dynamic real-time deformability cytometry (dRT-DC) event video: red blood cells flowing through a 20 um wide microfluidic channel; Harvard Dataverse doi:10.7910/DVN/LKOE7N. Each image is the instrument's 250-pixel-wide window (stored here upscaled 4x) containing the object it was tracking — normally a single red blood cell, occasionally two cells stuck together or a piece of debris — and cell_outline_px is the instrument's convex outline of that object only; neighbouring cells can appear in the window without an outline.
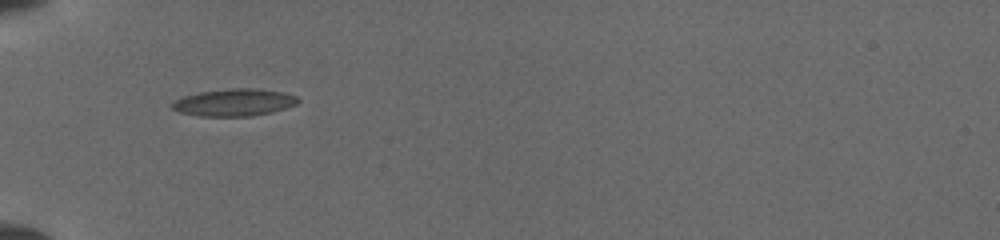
{"species": "common noctule bat (a hibernating species)", "species_latin": "Nyctalus noctula", "temperature_condition": "cold", "stored_images_in_passage": 5, "camera_frame_rate_fps": 3000, "um_per_image_px": 0.085, "animal": {"sex": "female", "body_mass_g": 19.5, "forearm_length_mm": 54.1}, "frame": {"image": 1, "passage_image": 2, "time_ms": 0.667, "image_size_px": [1000, 240], "cell_outline_px": [[300, 100], [296, 104], [272, 112], [252, 116], [200, 116], [180, 112], [172, 108], [172, 104], [176, 100], [184, 96], [200, 92], [232, 88], [260, 88], [284, 92], [296, 96]], "centroid_in_image_um": [19.94, 8.7], "position_along_channel_um": 65.1, "area_um2": 19.88}}
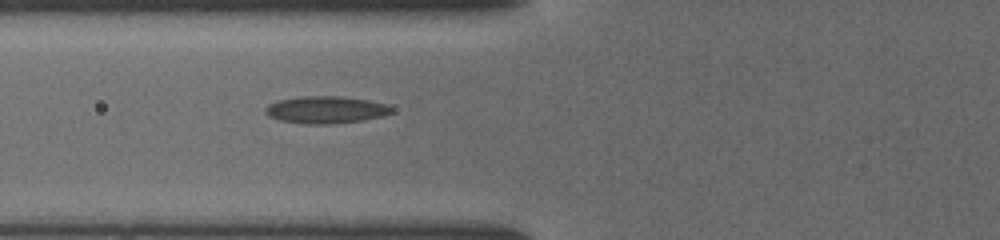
{"frame": {"image": 2, "passage_image": 5, "time_ms": 1.667, "image_size_px": [1000, 240], "cell_outline_px": [[392, 112], [384, 116], [360, 120], [332, 124], [304, 124], [280, 120], [268, 116], [264, 112], [264, 108], [268, 104], [276, 100], [304, 96], [340, 96], [368, 100], [388, 104], [392, 108]], "centroid_in_image_um": [27.67, 9.33], "position_along_channel_um": 98.1, "area_um2": 20.11}}